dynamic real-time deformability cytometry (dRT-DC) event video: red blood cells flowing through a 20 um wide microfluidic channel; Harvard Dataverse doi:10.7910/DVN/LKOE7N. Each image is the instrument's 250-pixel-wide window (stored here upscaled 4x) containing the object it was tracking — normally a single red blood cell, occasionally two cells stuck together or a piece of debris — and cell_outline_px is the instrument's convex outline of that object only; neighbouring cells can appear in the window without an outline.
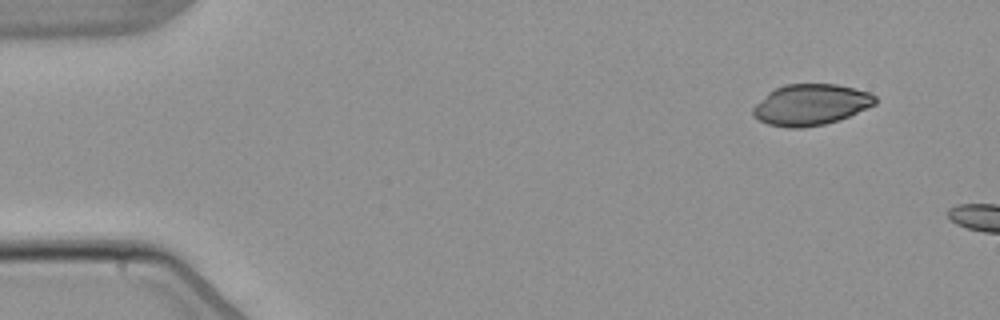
{"species": "common noctule bat (a hibernating species)", "species_latin": "Nyctalus noctula", "temperature_condition": "warm", "stored_images_in_passage": 2, "camera_frame_rate_fps": 3000, "um_per_image_px": 0.085, "animal": {"sex": "male", "body_mass_g": 21.5, "forearm_length_mm": 52.0}, "frame": {"image": 1, "passage_image": 1, "time_ms": 0.0, "image_size_px": [1000, 320], "cell_outline_px": [[876, 104], [868, 108], [840, 120], [824, 124], [804, 128], [788, 128], [768, 124], [752, 116], [752, 108], [768, 92], [784, 84], [836, 84], [856, 88], [868, 92], [876, 96]], "centroid_in_image_um": [68.92, 8.9], "position_along_channel_um": 16.1, "area_um2": 29.42}}